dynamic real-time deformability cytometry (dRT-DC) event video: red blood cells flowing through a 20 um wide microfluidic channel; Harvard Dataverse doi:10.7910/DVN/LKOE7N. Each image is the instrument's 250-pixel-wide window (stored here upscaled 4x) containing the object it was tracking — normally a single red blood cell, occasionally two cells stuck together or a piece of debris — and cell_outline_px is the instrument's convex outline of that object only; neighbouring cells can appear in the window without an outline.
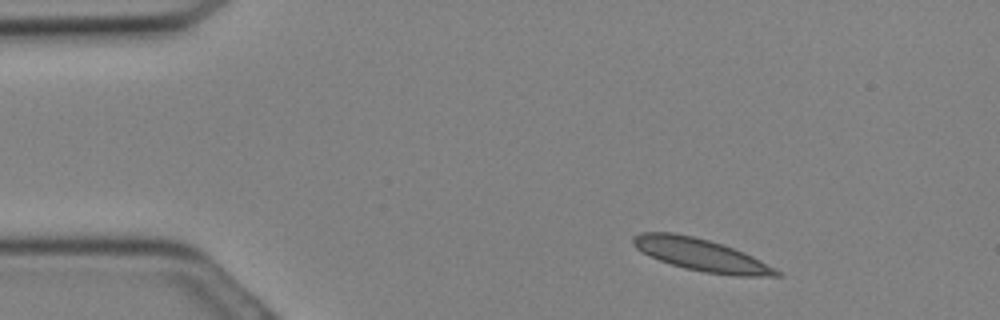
{"species": "Egyptian fruit bat (a non-hibernating species)", "species_latin": "Rousettus aegyptiacus", "temperature_condition": "cold", "stored_images_in_passage": 19, "camera_frame_rate_fps": 3000, "um_per_image_px": 0.085, "animal": {"sex": "female"}, "frame": {"image": 1, "passage_image": 1, "time_ms": 0.0, "image_size_px": [1000, 320], "cell_outline_px": [[784, 276], [736, 276], [704, 272], [684, 268], [660, 260], [640, 252], [636, 248], [632, 240], [632, 236], [640, 232], [672, 232], [692, 236], [708, 240], [744, 252], [776, 268]], "centroid_in_image_um": [59.58, 21.66], "position_along_channel_um": 25.4, "area_um2": 26.82}}
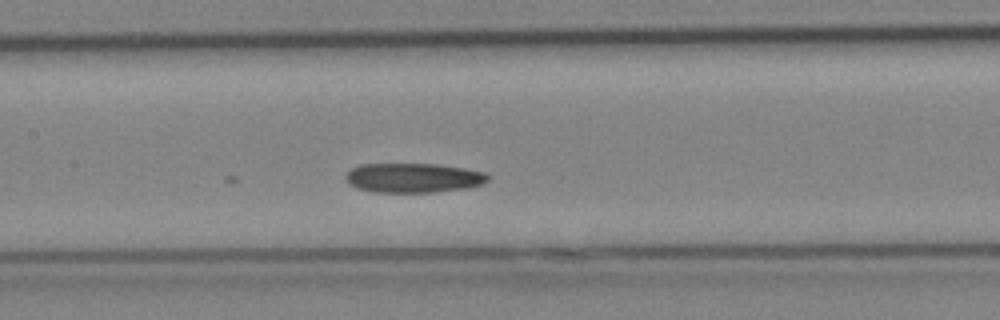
{"frame": {"image": 2, "passage_image": 11, "time_ms": 3.333, "image_size_px": [1000, 320], "cell_outline_px": [[488, 180], [480, 184], [464, 188], [436, 192], [376, 192], [356, 188], [348, 184], [344, 176], [352, 168], [360, 164], [436, 164], [464, 168], [488, 172]], "centroid_in_image_um": [35.11, 15.11], "position_along_channel_um": 172.3, "area_um2": 24.45}}
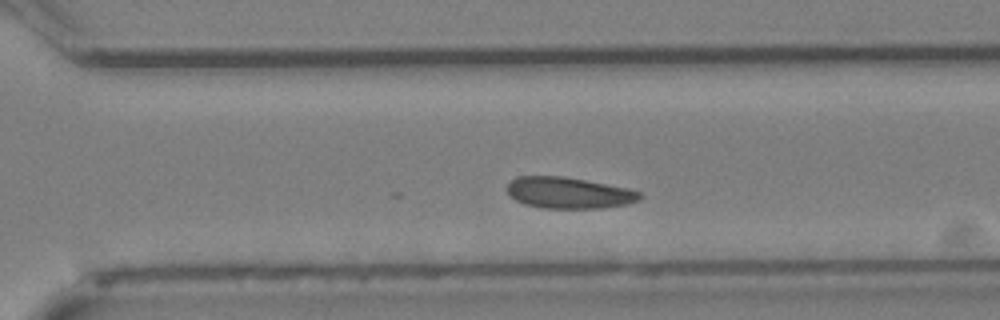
{"frame": {"image": 3, "passage_image": 18, "time_ms": 5.667, "image_size_px": [1000, 320], "cell_outline_px": [[644, 196], [640, 200], [628, 204], [600, 208], [544, 208], [524, 204], [516, 200], [508, 192], [508, 184], [512, 180], [520, 176], [564, 176], [628, 188], [640, 192]], "centroid_in_image_um": [48.39, 16.39], "position_along_channel_um": 322.2, "area_um2": 24.1}}